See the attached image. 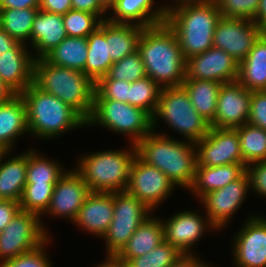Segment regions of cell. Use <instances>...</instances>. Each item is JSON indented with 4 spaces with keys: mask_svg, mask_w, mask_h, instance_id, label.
Masks as SVG:
<instances>
[{
    "mask_svg": "<svg viewBox=\"0 0 266 267\" xmlns=\"http://www.w3.org/2000/svg\"><path fill=\"white\" fill-rule=\"evenodd\" d=\"M56 184H25L20 209L38 215L46 212Z\"/></svg>",
    "mask_w": 266,
    "mask_h": 267,
    "instance_id": "8d00e7d4",
    "label": "cell"
},
{
    "mask_svg": "<svg viewBox=\"0 0 266 267\" xmlns=\"http://www.w3.org/2000/svg\"><path fill=\"white\" fill-rule=\"evenodd\" d=\"M106 127L129 137L136 144L152 130V116L145 110L112 99H94L93 108L86 125Z\"/></svg>",
    "mask_w": 266,
    "mask_h": 267,
    "instance_id": "ba28073f",
    "label": "cell"
},
{
    "mask_svg": "<svg viewBox=\"0 0 266 267\" xmlns=\"http://www.w3.org/2000/svg\"><path fill=\"white\" fill-rule=\"evenodd\" d=\"M50 238L32 251L0 263V267H52V262L44 251L46 249L45 245L50 242Z\"/></svg>",
    "mask_w": 266,
    "mask_h": 267,
    "instance_id": "7bdbcfd3",
    "label": "cell"
},
{
    "mask_svg": "<svg viewBox=\"0 0 266 267\" xmlns=\"http://www.w3.org/2000/svg\"><path fill=\"white\" fill-rule=\"evenodd\" d=\"M10 152L4 151L0 156V197L20 202L26 184L27 151L6 160Z\"/></svg>",
    "mask_w": 266,
    "mask_h": 267,
    "instance_id": "4316f807",
    "label": "cell"
},
{
    "mask_svg": "<svg viewBox=\"0 0 266 267\" xmlns=\"http://www.w3.org/2000/svg\"><path fill=\"white\" fill-rule=\"evenodd\" d=\"M101 5L108 11L116 4L117 0H99Z\"/></svg>",
    "mask_w": 266,
    "mask_h": 267,
    "instance_id": "9f6ffc18",
    "label": "cell"
},
{
    "mask_svg": "<svg viewBox=\"0 0 266 267\" xmlns=\"http://www.w3.org/2000/svg\"><path fill=\"white\" fill-rule=\"evenodd\" d=\"M146 75L161 88L182 86L186 59L174 31L166 22L144 27L138 50Z\"/></svg>",
    "mask_w": 266,
    "mask_h": 267,
    "instance_id": "7a4b0ae2",
    "label": "cell"
},
{
    "mask_svg": "<svg viewBox=\"0 0 266 267\" xmlns=\"http://www.w3.org/2000/svg\"><path fill=\"white\" fill-rule=\"evenodd\" d=\"M145 76L147 75L144 63L139 52L136 51L127 57L114 62L109 68L106 76L100 79H116L132 83Z\"/></svg>",
    "mask_w": 266,
    "mask_h": 267,
    "instance_id": "ab89813d",
    "label": "cell"
},
{
    "mask_svg": "<svg viewBox=\"0 0 266 267\" xmlns=\"http://www.w3.org/2000/svg\"><path fill=\"white\" fill-rule=\"evenodd\" d=\"M62 17L66 35L70 37L87 38L103 21L97 14L73 9Z\"/></svg>",
    "mask_w": 266,
    "mask_h": 267,
    "instance_id": "f35d334b",
    "label": "cell"
},
{
    "mask_svg": "<svg viewBox=\"0 0 266 267\" xmlns=\"http://www.w3.org/2000/svg\"><path fill=\"white\" fill-rule=\"evenodd\" d=\"M49 236L38 215L20 210L0 232V263L32 251Z\"/></svg>",
    "mask_w": 266,
    "mask_h": 267,
    "instance_id": "30bf717a",
    "label": "cell"
},
{
    "mask_svg": "<svg viewBox=\"0 0 266 267\" xmlns=\"http://www.w3.org/2000/svg\"><path fill=\"white\" fill-rule=\"evenodd\" d=\"M131 83L116 79H99L95 83L94 99H112L129 104Z\"/></svg>",
    "mask_w": 266,
    "mask_h": 267,
    "instance_id": "b9f144b4",
    "label": "cell"
},
{
    "mask_svg": "<svg viewBox=\"0 0 266 267\" xmlns=\"http://www.w3.org/2000/svg\"><path fill=\"white\" fill-rule=\"evenodd\" d=\"M5 150L0 146V156Z\"/></svg>",
    "mask_w": 266,
    "mask_h": 267,
    "instance_id": "6f0895ef",
    "label": "cell"
},
{
    "mask_svg": "<svg viewBox=\"0 0 266 267\" xmlns=\"http://www.w3.org/2000/svg\"><path fill=\"white\" fill-rule=\"evenodd\" d=\"M29 133L24 100L20 94L0 105V146L5 151L11 147L17 137Z\"/></svg>",
    "mask_w": 266,
    "mask_h": 267,
    "instance_id": "484cf974",
    "label": "cell"
},
{
    "mask_svg": "<svg viewBox=\"0 0 266 267\" xmlns=\"http://www.w3.org/2000/svg\"><path fill=\"white\" fill-rule=\"evenodd\" d=\"M153 4H155L154 0H117L111 8L113 13L107 20L112 23L130 24L131 22L142 27L165 22L167 5L154 9Z\"/></svg>",
    "mask_w": 266,
    "mask_h": 267,
    "instance_id": "7402d4cb",
    "label": "cell"
},
{
    "mask_svg": "<svg viewBox=\"0 0 266 267\" xmlns=\"http://www.w3.org/2000/svg\"><path fill=\"white\" fill-rule=\"evenodd\" d=\"M113 213L114 193L91 192L73 223L100 238L107 232Z\"/></svg>",
    "mask_w": 266,
    "mask_h": 267,
    "instance_id": "44dd1931",
    "label": "cell"
},
{
    "mask_svg": "<svg viewBox=\"0 0 266 267\" xmlns=\"http://www.w3.org/2000/svg\"><path fill=\"white\" fill-rule=\"evenodd\" d=\"M144 27L135 24L112 23L106 19V42L113 62L138 50Z\"/></svg>",
    "mask_w": 266,
    "mask_h": 267,
    "instance_id": "f1b7e54d",
    "label": "cell"
},
{
    "mask_svg": "<svg viewBox=\"0 0 266 267\" xmlns=\"http://www.w3.org/2000/svg\"><path fill=\"white\" fill-rule=\"evenodd\" d=\"M105 260L96 267H129L126 263L119 261L115 256H106Z\"/></svg>",
    "mask_w": 266,
    "mask_h": 267,
    "instance_id": "db71d44e",
    "label": "cell"
},
{
    "mask_svg": "<svg viewBox=\"0 0 266 267\" xmlns=\"http://www.w3.org/2000/svg\"><path fill=\"white\" fill-rule=\"evenodd\" d=\"M38 11L39 8H0V27L9 36L27 45Z\"/></svg>",
    "mask_w": 266,
    "mask_h": 267,
    "instance_id": "d6a6232c",
    "label": "cell"
},
{
    "mask_svg": "<svg viewBox=\"0 0 266 267\" xmlns=\"http://www.w3.org/2000/svg\"><path fill=\"white\" fill-rule=\"evenodd\" d=\"M193 210H184L167 220H162L164 241L178 248L183 254H194L193 245L204 235L205 230H214L209 219Z\"/></svg>",
    "mask_w": 266,
    "mask_h": 267,
    "instance_id": "d6986e66",
    "label": "cell"
},
{
    "mask_svg": "<svg viewBox=\"0 0 266 267\" xmlns=\"http://www.w3.org/2000/svg\"><path fill=\"white\" fill-rule=\"evenodd\" d=\"M17 43L18 41L16 39L9 36L0 27V55L5 53L7 50L12 49Z\"/></svg>",
    "mask_w": 266,
    "mask_h": 267,
    "instance_id": "816d5d0a",
    "label": "cell"
},
{
    "mask_svg": "<svg viewBox=\"0 0 266 267\" xmlns=\"http://www.w3.org/2000/svg\"><path fill=\"white\" fill-rule=\"evenodd\" d=\"M176 187L158 168L143 162L137 155L133 159L126 191L138 198L153 212ZM172 190V191H171Z\"/></svg>",
    "mask_w": 266,
    "mask_h": 267,
    "instance_id": "8fae6325",
    "label": "cell"
},
{
    "mask_svg": "<svg viewBox=\"0 0 266 267\" xmlns=\"http://www.w3.org/2000/svg\"><path fill=\"white\" fill-rule=\"evenodd\" d=\"M40 10L64 15L72 9L71 0H40Z\"/></svg>",
    "mask_w": 266,
    "mask_h": 267,
    "instance_id": "c3c4849f",
    "label": "cell"
},
{
    "mask_svg": "<svg viewBox=\"0 0 266 267\" xmlns=\"http://www.w3.org/2000/svg\"><path fill=\"white\" fill-rule=\"evenodd\" d=\"M45 157L35 148L27 151L26 184H56L66 172L63 165Z\"/></svg>",
    "mask_w": 266,
    "mask_h": 267,
    "instance_id": "836d02e7",
    "label": "cell"
},
{
    "mask_svg": "<svg viewBox=\"0 0 266 267\" xmlns=\"http://www.w3.org/2000/svg\"><path fill=\"white\" fill-rule=\"evenodd\" d=\"M239 63L224 50L211 47L186 60L185 80H213L227 83L238 79Z\"/></svg>",
    "mask_w": 266,
    "mask_h": 267,
    "instance_id": "2e32d148",
    "label": "cell"
},
{
    "mask_svg": "<svg viewBox=\"0 0 266 267\" xmlns=\"http://www.w3.org/2000/svg\"><path fill=\"white\" fill-rule=\"evenodd\" d=\"M182 255L178 248L164 241L147 254L131 258L126 264L129 267H171Z\"/></svg>",
    "mask_w": 266,
    "mask_h": 267,
    "instance_id": "74e56055",
    "label": "cell"
},
{
    "mask_svg": "<svg viewBox=\"0 0 266 267\" xmlns=\"http://www.w3.org/2000/svg\"><path fill=\"white\" fill-rule=\"evenodd\" d=\"M234 234L235 267H266V216L252 215Z\"/></svg>",
    "mask_w": 266,
    "mask_h": 267,
    "instance_id": "5bb4252c",
    "label": "cell"
},
{
    "mask_svg": "<svg viewBox=\"0 0 266 267\" xmlns=\"http://www.w3.org/2000/svg\"><path fill=\"white\" fill-rule=\"evenodd\" d=\"M166 122L169 128L185 136L189 142L200 141L210 130L207 122L194 109L189 95L183 86L162 88L158 104L152 114V130L158 120Z\"/></svg>",
    "mask_w": 266,
    "mask_h": 267,
    "instance_id": "52a82bcc",
    "label": "cell"
},
{
    "mask_svg": "<svg viewBox=\"0 0 266 267\" xmlns=\"http://www.w3.org/2000/svg\"><path fill=\"white\" fill-rule=\"evenodd\" d=\"M237 81L249 91L266 89V32L255 41L246 58L239 63Z\"/></svg>",
    "mask_w": 266,
    "mask_h": 267,
    "instance_id": "83f0119b",
    "label": "cell"
},
{
    "mask_svg": "<svg viewBox=\"0 0 266 267\" xmlns=\"http://www.w3.org/2000/svg\"><path fill=\"white\" fill-rule=\"evenodd\" d=\"M88 57L85 64V74L96 83L106 76L114 63L109 56L106 42V20L87 37Z\"/></svg>",
    "mask_w": 266,
    "mask_h": 267,
    "instance_id": "f546056e",
    "label": "cell"
},
{
    "mask_svg": "<svg viewBox=\"0 0 266 267\" xmlns=\"http://www.w3.org/2000/svg\"><path fill=\"white\" fill-rule=\"evenodd\" d=\"M167 4L165 22L174 31L187 60L213 46L215 26L221 18L215 0H173Z\"/></svg>",
    "mask_w": 266,
    "mask_h": 267,
    "instance_id": "6da1fadb",
    "label": "cell"
},
{
    "mask_svg": "<svg viewBox=\"0 0 266 267\" xmlns=\"http://www.w3.org/2000/svg\"><path fill=\"white\" fill-rule=\"evenodd\" d=\"M250 185V178L246 172L240 179L228 183L221 189L204 195L199 201L206 208V217L216 230L227 226L231 217L242 206Z\"/></svg>",
    "mask_w": 266,
    "mask_h": 267,
    "instance_id": "9a60e30c",
    "label": "cell"
},
{
    "mask_svg": "<svg viewBox=\"0 0 266 267\" xmlns=\"http://www.w3.org/2000/svg\"><path fill=\"white\" fill-rule=\"evenodd\" d=\"M221 17L247 19L258 22L261 0H215Z\"/></svg>",
    "mask_w": 266,
    "mask_h": 267,
    "instance_id": "60d3db41",
    "label": "cell"
},
{
    "mask_svg": "<svg viewBox=\"0 0 266 267\" xmlns=\"http://www.w3.org/2000/svg\"><path fill=\"white\" fill-rule=\"evenodd\" d=\"M246 172L245 163H232L217 167L196 166L194 181L188 190L201 199L204 195L240 179Z\"/></svg>",
    "mask_w": 266,
    "mask_h": 267,
    "instance_id": "cb8c5ba5",
    "label": "cell"
},
{
    "mask_svg": "<svg viewBox=\"0 0 266 267\" xmlns=\"http://www.w3.org/2000/svg\"><path fill=\"white\" fill-rule=\"evenodd\" d=\"M223 83L213 80H184L182 86L187 91L194 109L210 124L214 121L219 90Z\"/></svg>",
    "mask_w": 266,
    "mask_h": 267,
    "instance_id": "4dcf8cb0",
    "label": "cell"
},
{
    "mask_svg": "<svg viewBox=\"0 0 266 267\" xmlns=\"http://www.w3.org/2000/svg\"><path fill=\"white\" fill-rule=\"evenodd\" d=\"M89 186L75 170H67L53 188L49 206L44 214L65 217L74 222L87 196Z\"/></svg>",
    "mask_w": 266,
    "mask_h": 267,
    "instance_id": "e0dca14e",
    "label": "cell"
},
{
    "mask_svg": "<svg viewBox=\"0 0 266 267\" xmlns=\"http://www.w3.org/2000/svg\"><path fill=\"white\" fill-rule=\"evenodd\" d=\"M17 93L12 90L2 79H0V105L8 102Z\"/></svg>",
    "mask_w": 266,
    "mask_h": 267,
    "instance_id": "f5cc1de1",
    "label": "cell"
},
{
    "mask_svg": "<svg viewBox=\"0 0 266 267\" xmlns=\"http://www.w3.org/2000/svg\"><path fill=\"white\" fill-rule=\"evenodd\" d=\"M18 42L12 49L0 55V79L17 94L33 83L35 58L29 46Z\"/></svg>",
    "mask_w": 266,
    "mask_h": 267,
    "instance_id": "ffe728a7",
    "label": "cell"
},
{
    "mask_svg": "<svg viewBox=\"0 0 266 267\" xmlns=\"http://www.w3.org/2000/svg\"><path fill=\"white\" fill-rule=\"evenodd\" d=\"M151 212V209L127 191L115 192L113 219L102 237L105 240L106 255L116 256L137 228L152 215Z\"/></svg>",
    "mask_w": 266,
    "mask_h": 267,
    "instance_id": "9c48e42d",
    "label": "cell"
},
{
    "mask_svg": "<svg viewBox=\"0 0 266 267\" xmlns=\"http://www.w3.org/2000/svg\"><path fill=\"white\" fill-rule=\"evenodd\" d=\"M263 32L258 22L221 17L215 26L213 47L224 50L240 63Z\"/></svg>",
    "mask_w": 266,
    "mask_h": 267,
    "instance_id": "7c38bea8",
    "label": "cell"
},
{
    "mask_svg": "<svg viewBox=\"0 0 266 267\" xmlns=\"http://www.w3.org/2000/svg\"><path fill=\"white\" fill-rule=\"evenodd\" d=\"M33 83L75 109L85 120L92 112L95 83L82 71L35 59Z\"/></svg>",
    "mask_w": 266,
    "mask_h": 267,
    "instance_id": "5b68a950",
    "label": "cell"
},
{
    "mask_svg": "<svg viewBox=\"0 0 266 267\" xmlns=\"http://www.w3.org/2000/svg\"><path fill=\"white\" fill-rule=\"evenodd\" d=\"M162 88L150 77L145 76L131 83L129 104L147 111L151 116L158 104Z\"/></svg>",
    "mask_w": 266,
    "mask_h": 267,
    "instance_id": "d590c367",
    "label": "cell"
},
{
    "mask_svg": "<svg viewBox=\"0 0 266 267\" xmlns=\"http://www.w3.org/2000/svg\"><path fill=\"white\" fill-rule=\"evenodd\" d=\"M67 37L60 14L38 11L33 21L30 44L34 48V58H42ZM36 50V51H35Z\"/></svg>",
    "mask_w": 266,
    "mask_h": 267,
    "instance_id": "603a6c76",
    "label": "cell"
},
{
    "mask_svg": "<svg viewBox=\"0 0 266 267\" xmlns=\"http://www.w3.org/2000/svg\"><path fill=\"white\" fill-rule=\"evenodd\" d=\"M197 166L217 167L244 163L236 129L210 127L208 133L195 143Z\"/></svg>",
    "mask_w": 266,
    "mask_h": 267,
    "instance_id": "4fadbf2b",
    "label": "cell"
},
{
    "mask_svg": "<svg viewBox=\"0 0 266 267\" xmlns=\"http://www.w3.org/2000/svg\"><path fill=\"white\" fill-rule=\"evenodd\" d=\"M26 106L28 131L40 139L87 127L86 120L71 106L32 83L20 93Z\"/></svg>",
    "mask_w": 266,
    "mask_h": 267,
    "instance_id": "277c9868",
    "label": "cell"
},
{
    "mask_svg": "<svg viewBox=\"0 0 266 267\" xmlns=\"http://www.w3.org/2000/svg\"><path fill=\"white\" fill-rule=\"evenodd\" d=\"M162 242H164L162 220L149 216L115 257L119 261L127 263L131 258L147 254Z\"/></svg>",
    "mask_w": 266,
    "mask_h": 267,
    "instance_id": "d4e9b609",
    "label": "cell"
},
{
    "mask_svg": "<svg viewBox=\"0 0 266 267\" xmlns=\"http://www.w3.org/2000/svg\"><path fill=\"white\" fill-rule=\"evenodd\" d=\"M130 151L106 150L81 156L75 170L81 175L91 192L115 193L126 191L130 168L136 157L134 144Z\"/></svg>",
    "mask_w": 266,
    "mask_h": 267,
    "instance_id": "8992f818",
    "label": "cell"
},
{
    "mask_svg": "<svg viewBox=\"0 0 266 267\" xmlns=\"http://www.w3.org/2000/svg\"><path fill=\"white\" fill-rule=\"evenodd\" d=\"M0 8H40V0H0Z\"/></svg>",
    "mask_w": 266,
    "mask_h": 267,
    "instance_id": "f907efd6",
    "label": "cell"
},
{
    "mask_svg": "<svg viewBox=\"0 0 266 267\" xmlns=\"http://www.w3.org/2000/svg\"><path fill=\"white\" fill-rule=\"evenodd\" d=\"M151 132L135 144L136 155L162 171L175 186L188 190L197 166L195 143L173 139L164 132Z\"/></svg>",
    "mask_w": 266,
    "mask_h": 267,
    "instance_id": "3957f363",
    "label": "cell"
},
{
    "mask_svg": "<svg viewBox=\"0 0 266 267\" xmlns=\"http://www.w3.org/2000/svg\"><path fill=\"white\" fill-rule=\"evenodd\" d=\"M195 254H183L171 267H211Z\"/></svg>",
    "mask_w": 266,
    "mask_h": 267,
    "instance_id": "681fc988",
    "label": "cell"
},
{
    "mask_svg": "<svg viewBox=\"0 0 266 267\" xmlns=\"http://www.w3.org/2000/svg\"><path fill=\"white\" fill-rule=\"evenodd\" d=\"M247 123L266 130V92L265 91H253L251 93L249 118H248Z\"/></svg>",
    "mask_w": 266,
    "mask_h": 267,
    "instance_id": "ee69618b",
    "label": "cell"
},
{
    "mask_svg": "<svg viewBox=\"0 0 266 267\" xmlns=\"http://www.w3.org/2000/svg\"><path fill=\"white\" fill-rule=\"evenodd\" d=\"M235 129L239 135L243 162L249 165L266 161V130L248 123Z\"/></svg>",
    "mask_w": 266,
    "mask_h": 267,
    "instance_id": "e575fe53",
    "label": "cell"
},
{
    "mask_svg": "<svg viewBox=\"0 0 266 267\" xmlns=\"http://www.w3.org/2000/svg\"><path fill=\"white\" fill-rule=\"evenodd\" d=\"M258 23L262 27L263 31L266 32V0L260 1V7L258 10Z\"/></svg>",
    "mask_w": 266,
    "mask_h": 267,
    "instance_id": "11a10c76",
    "label": "cell"
},
{
    "mask_svg": "<svg viewBox=\"0 0 266 267\" xmlns=\"http://www.w3.org/2000/svg\"><path fill=\"white\" fill-rule=\"evenodd\" d=\"M71 3L73 10L91 12L97 14L102 20L107 19L103 17V14L108 11L101 5L99 0H71Z\"/></svg>",
    "mask_w": 266,
    "mask_h": 267,
    "instance_id": "7dc6e473",
    "label": "cell"
},
{
    "mask_svg": "<svg viewBox=\"0 0 266 267\" xmlns=\"http://www.w3.org/2000/svg\"><path fill=\"white\" fill-rule=\"evenodd\" d=\"M87 57V38L70 36L44 56L53 65L82 71L84 74Z\"/></svg>",
    "mask_w": 266,
    "mask_h": 267,
    "instance_id": "1f68e13d",
    "label": "cell"
},
{
    "mask_svg": "<svg viewBox=\"0 0 266 267\" xmlns=\"http://www.w3.org/2000/svg\"><path fill=\"white\" fill-rule=\"evenodd\" d=\"M251 91L243 87L237 80L223 83L218 94L214 128L235 129L247 123Z\"/></svg>",
    "mask_w": 266,
    "mask_h": 267,
    "instance_id": "ac0fdd59",
    "label": "cell"
},
{
    "mask_svg": "<svg viewBox=\"0 0 266 267\" xmlns=\"http://www.w3.org/2000/svg\"><path fill=\"white\" fill-rule=\"evenodd\" d=\"M247 173L252 190L266 198V161L247 165Z\"/></svg>",
    "mask_w": 266,
    "mask_h": 267,
    "instance_id": "f6af8a7d",
    "label": "cell"
},
{
    "mask_svg": "<svg viewBox=\"0 0 266 267\" xmlns=\"http://www.w3.org/2000/svg\"><path fill=\"white\" fill-rule=\"evenodd\" d=\"M20 210L19 201L3 199L0 201V232L5 229Z\"/></svg>",
    "mask_w": 266,
    "mask_h": 267,
    "instance_id": "bcb514c9",
    "label": "cell"
}]
</instances>
